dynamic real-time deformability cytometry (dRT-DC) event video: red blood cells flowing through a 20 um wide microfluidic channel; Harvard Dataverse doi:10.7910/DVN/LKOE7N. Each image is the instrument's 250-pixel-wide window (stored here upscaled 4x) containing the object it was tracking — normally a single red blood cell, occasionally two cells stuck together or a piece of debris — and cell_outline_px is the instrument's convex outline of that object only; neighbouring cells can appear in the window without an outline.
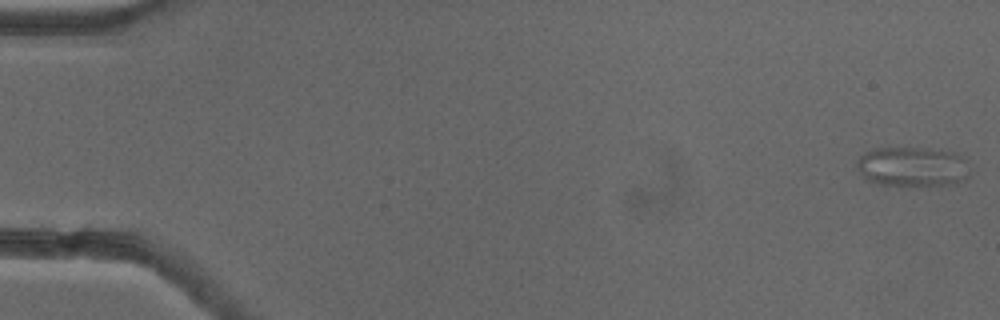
{"species": "common noctule bat (a hibernating species)", "species_latin": "Nyctalus noctula", "temperature_condition": "cold", "stored_images_in_passage": 54, "camera_frame_rate_fps": 3000, "um_per_image_px": 0.085, "animal": {"sex": "female"}, "frame": {"image": 1, "passage_image": 1, "time_ms": 0.0, "image_size_px": [1000, 320], "cell_outline_px": [[968, 176], [964, 180], [956, 184], [876, 184], [864, 180], [856, 168], [856, 160], [864, 152], [872, 148], [928, 148], [956, 152], [964, 156], [968, 160]], "centroid_in_image_um": [77.54, 14.14], "position_along_channel_um": 7.5, "area_um2": 26.47}}
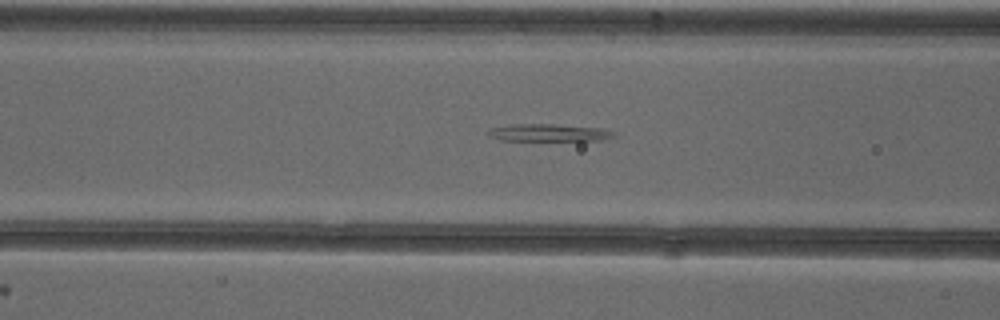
{"frame": {"image": 2, "passage_image": 22, "time_ms": 7.0, "image_size_px": [1000, 320], "cell_outline_px": [[616, 136], [600, 140], [500, 140], [488, 136], [484, 132], [488, 128], [516, 124], [556, 124], [604, 128], [616, 132]], "centroid_in_image_um": [46.63, 11.27], "position_along_channel_um": 120.0, "area_um2": 12.89}}
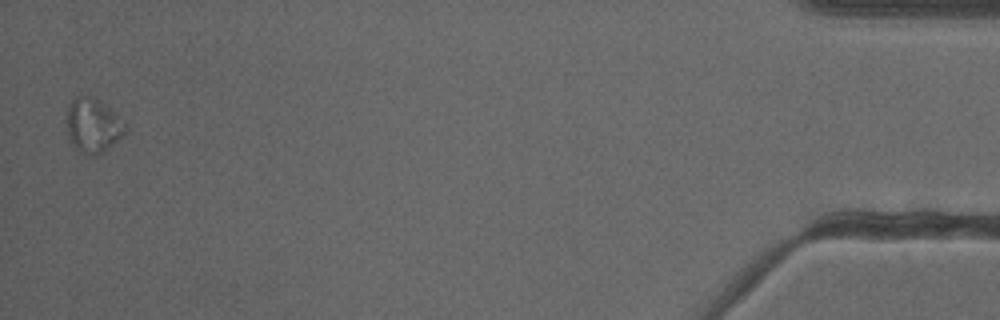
{"frame": {"image": 3, "passage_image": 53, "time_ms": 17.333, "image_size_px": [1000, 320], "cell_outline_px": [[128, 128], [108, 148], [92, 156], [80, 152], [72, 144], [68, 132], [68, 108], [72, 100], [76, 96], [92, 96], [104, 104], [120, 116], [128, 124]], "centroid_in_image_um": [7.93, 10.64], "position_along_channel_um": 427.3, "area_um2": 18.15}}